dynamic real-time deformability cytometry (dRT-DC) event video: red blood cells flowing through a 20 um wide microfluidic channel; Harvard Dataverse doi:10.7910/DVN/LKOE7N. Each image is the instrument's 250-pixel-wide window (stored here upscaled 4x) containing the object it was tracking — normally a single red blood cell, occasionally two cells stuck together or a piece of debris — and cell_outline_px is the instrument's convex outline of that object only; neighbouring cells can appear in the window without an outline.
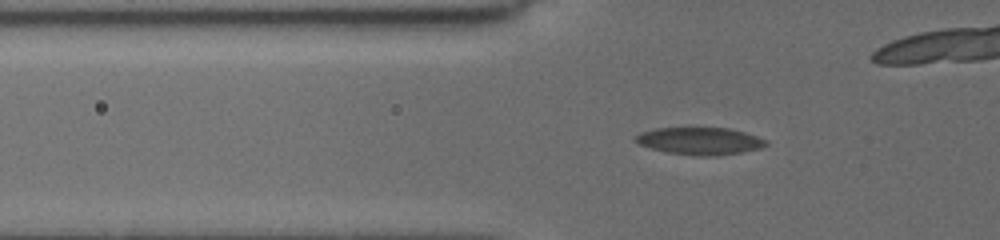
{"species": "common noctule bat (a hibernating species)", "species_latin": "Nyctalus noctula", "temperature_condition": "cold", "stored_images_in_passage": 43, "camera_frame_rate_fps": 3000, "um_per_image_px": 0.085, "animal": {"sex": "female", "body_mass_g": 19.5, "forearm_length_mm": 54.1}, "frame": {"image": 1, "passage_image": 2, "time_ms": 0.333, "image_size_px": [1000, 240], "cell_outline_px": [[768, 144], [760, 148], [740, 152], [716, 156], [700, 156], [668, 152], [652, 148], [640, 144], [636, 140], [636, 136], [640, 132], [656, 128], [728, 128], [744, 132], [756, 136], [764, 140]], "centroid_in_image_um": [59.49, 11.98], "position_along_channel_um": 66.3, "area_um2": 20.35}}
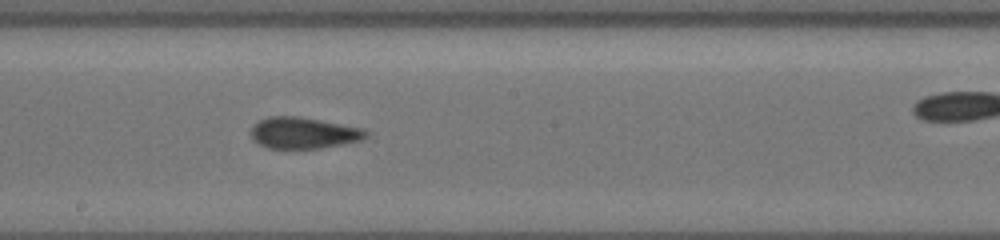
{"frame": {"image": 2, "passage_image": 19, "time_ms": 4.667, "image_size_px": [1000, 240], "cell_outline_px": [[368, 136], [364, 140], [344, 144], [320, 148], [268, 148], [252, 140], [248, 132], [252, 124], [268, 116], [300, 116], [364, 128], [368, 132]], "centroid_in_image_um": [25.78, 11.29], "position_along_channel_um": 222.4, "area_um2": 21.44}}
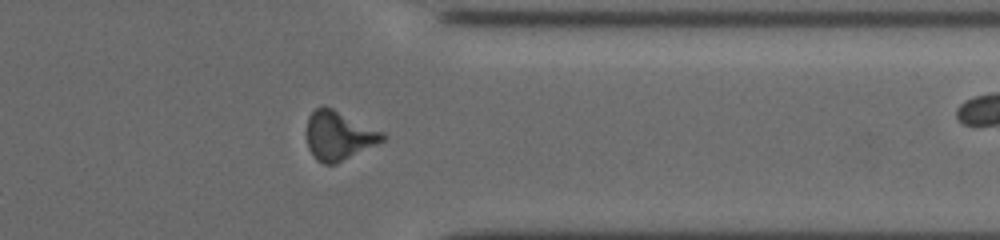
{"frame": {"image": 3, "passage_image": 36, "time_ms": 9.0, "image_size_px": [1000, 240], "cell_outline_px": [[388, 136], [384, 140], [336, 164], [324, 164], [316, 160], [312, 156], [308, 148], [308, 116], [316, 108], [324, 104], [384, 132]], "centroid_in_image_um": [28.8, 11.52], "position_along_channel_um": 382.6, "area_um2": 21.62}}